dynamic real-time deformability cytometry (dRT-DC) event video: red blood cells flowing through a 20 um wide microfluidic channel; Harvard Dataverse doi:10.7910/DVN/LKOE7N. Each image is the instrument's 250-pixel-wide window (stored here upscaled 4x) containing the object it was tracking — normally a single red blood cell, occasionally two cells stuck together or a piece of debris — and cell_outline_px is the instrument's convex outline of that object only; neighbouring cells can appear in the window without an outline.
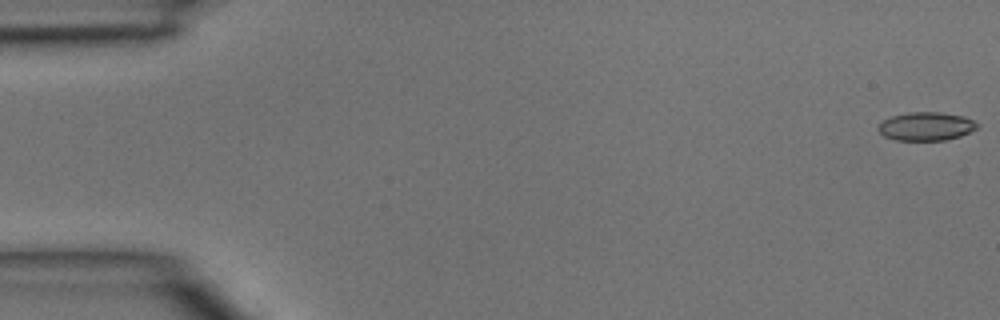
{"species": "common noctule bat (a hibernating species)", "species_latin": "Nyctalus noctula", "temperature_condition": "room temperature", "stored_images_in_passage": 4, "camera_frame_rate_fps": 3000, "um_per_image_px": 0.085, "animal": {"sex": "male", "body_mass_g": 15.6}, "frame": {"image": 1, "passage_image": 1, "time_ms": 0.0, "image_size_px": [1000, 320], "cell_outline_px": [[980, 124], [976, 128], [960, 136], [944, 140], [896, 140], [884, 136], [876, 128], [884, 120], [892, 116], [908, 112], [940, 112], [964, 116]], "centroid_in_image_um": [78.71, 10.73], "position_along_channel_um": 6.3, "area_um2": 16.3}}
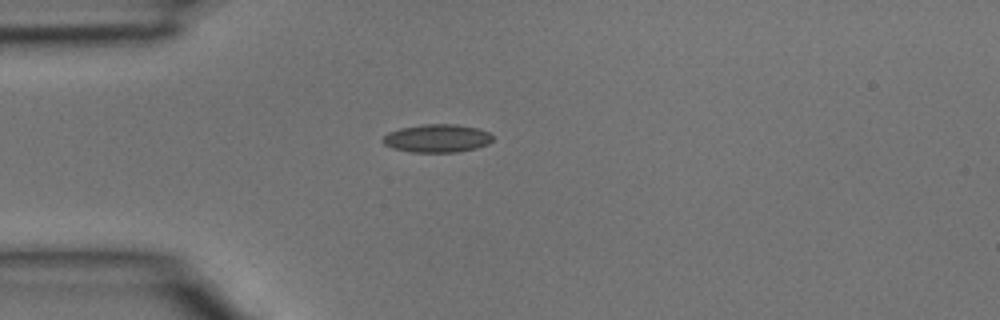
{"frame": {"image": 2, "passage_image": 4, "time_ms": 1.0, "image_size_px": [1000, 320], "cell_outline_px": [[492, 140], [488, 144], [476, 148], [456, 152], [412, 152], [392, 148], [384, 144], [380, 140], [388, 132], [400, 128], [420, 124], [456, 124], [476, 128], [488, 132], [492, 136]], "centroid_in_image_um": [37.11, 11.75], "position_along_channel_um": 47.9, "area_um2": 18.03}}